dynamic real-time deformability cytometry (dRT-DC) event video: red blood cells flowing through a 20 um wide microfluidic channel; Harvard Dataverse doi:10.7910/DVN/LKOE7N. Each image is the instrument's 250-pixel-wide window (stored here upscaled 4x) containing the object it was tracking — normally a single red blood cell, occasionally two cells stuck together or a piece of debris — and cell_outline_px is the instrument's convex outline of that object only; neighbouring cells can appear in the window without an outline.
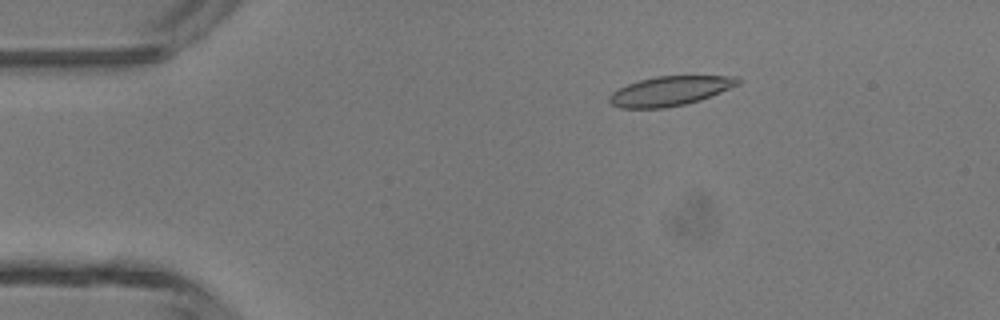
{"species": "common noctule bat (a hibernating species)", "species_latin": "Nyctalus noctula", "temperature_condition": "room temperature", "stored_images_in_passage": 47, "camera_frame_rate_fps": 3000, "um_per_image_px": 0.085, "animal": {"sex": "male", "body_mass_g": 13.3}, "frame": {"image": 1, "passage_image": 8, "time_ms": 2.333, "image_size_px": [1000, 320], "cell_outline_px": [[740, 84], [700, 100], [684, 104], [664, 108], [620, 108], [612, 104], [608, 100], [608, 96], [612, 92], [628, 84], [640, 80], [656, 76], [736, 76], [740, 80]], "centroid_in_image_um": [56.94, 7.73], "position_along_channel_um": 28.1, "area_um2": 21.91}}
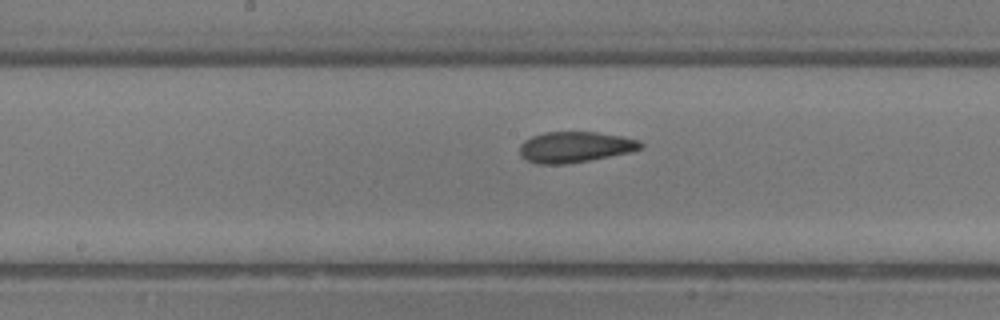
{"frame": {"image": 2, "passage_image": 24, "time_ms": 7.667, "image_size_px": [1000, 320], "cell_outline_px": [[644, 148], [628, 152], [588, 160], [564, 164], [536, 164], [520, 156], [520, 144], [524, 140], [532, 136], [544, 132], [596, 132], [624, 136], [640, 140], [644, 144]], "centroid_in_image_um": [48.88, 12.48], "position_along_channel_um": 199.3, "area_um2": 21.73}}
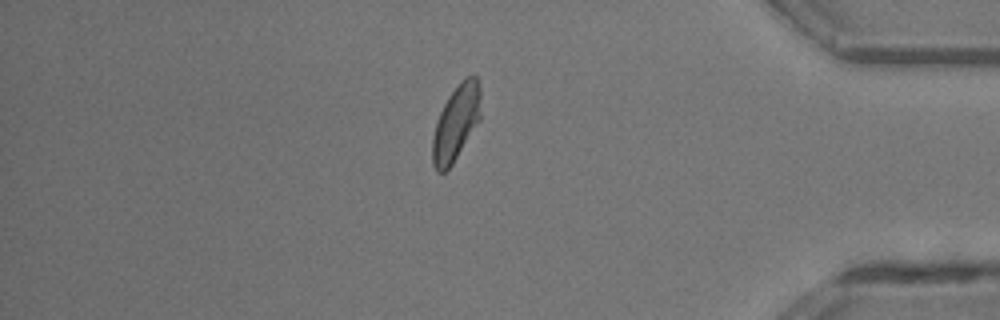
{"frame": {"image": 3, "passage_image": 40, "time_ms": 13.0, "image_size_px": [1000, 320], "cell_outline_px": [[480, 120], [452, 164], [444, 172], [436, 172], [432, 164], [432, 136], [436, 120], [448, 96], [460, 80], [468, 76], [476, 76], [480, 88]], "centroid_in_image_um": [38.74, 10.44], "position_along_channel_um": 396.5, "area_um2": 21.27}, "authors_computed_cell_mechanics": {"area_um2": 21.7328, "velocity_mm_per_s": 4.3438, "shape_relaxation_time_tau1_ms": 3.1944, "shape_relaxation_time_tau2_ms": 1.7358, "deformation_change_tau1": 0.1043, "deformation_change_tau2": 0.0728}}